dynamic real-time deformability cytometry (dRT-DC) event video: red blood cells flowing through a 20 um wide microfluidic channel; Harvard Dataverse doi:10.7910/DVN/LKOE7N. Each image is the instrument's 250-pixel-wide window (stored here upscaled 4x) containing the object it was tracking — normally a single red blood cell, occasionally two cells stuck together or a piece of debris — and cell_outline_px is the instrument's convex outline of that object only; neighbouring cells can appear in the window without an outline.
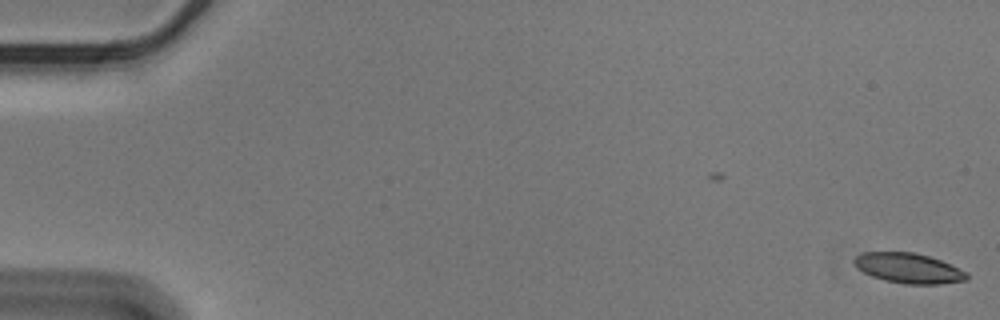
{"species": "Egyptian fruit bat (a non-hibernating species)", "species_latin": "Rousettus aegyptiacus", "temperature_condition": "cold", "stored_images_in_passage": 4, "camera_frame_rate_fps": 3000, "um_per_image_px": 0.085, "animal": {"sex": "male"}, "frame": {"image": 1, "passage_image": 4, "time_ms": 1.0, "image_size_px": [1000, 320], "cell_outline_px": [[968, 280], [940, 284], [904, 284], [884, 280], [872, 276], [856, 268], [852, 264], [852, 260], [860, 252], [916, 252], [940, 260], [968, 272]], "centroid_in_image_um": [77.2, 22.79], "position_along_channel_um": 7.8, "area_um2": 19.94}}